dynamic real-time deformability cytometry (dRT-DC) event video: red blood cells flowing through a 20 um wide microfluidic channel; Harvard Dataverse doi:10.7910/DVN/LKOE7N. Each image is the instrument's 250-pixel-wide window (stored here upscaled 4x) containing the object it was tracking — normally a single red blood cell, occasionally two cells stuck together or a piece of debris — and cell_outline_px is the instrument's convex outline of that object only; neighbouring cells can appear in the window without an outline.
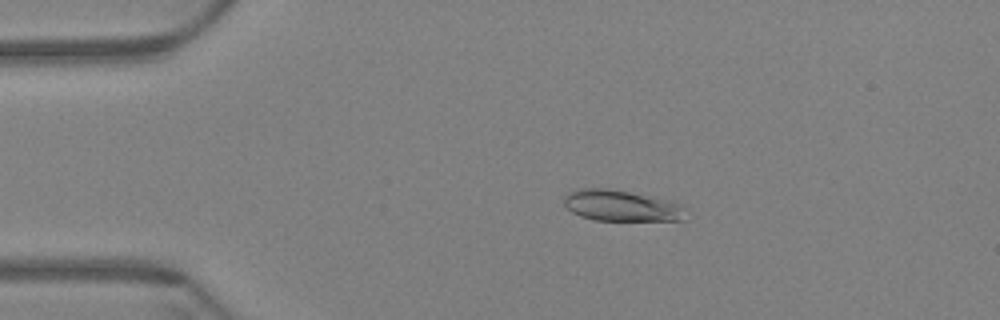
{"species": "Egyptian fruit bat (a non-hibernating species)", "species_latin": "Rousettus aegyptiacus", "temperature_condition": "warm", "stored_images_in_passage": 61, "camera_frame_rate_fps": 3000, "um_per_image_px": 0.085, "animal": {"sex": "female"}, "frame": {"image": 1, "passage_image": 13, "time_ms": 4.0, "image_size_px": [1000, 320], "cell_outline_px": [[684, 220], [596, 220], [580, 216], [572, 212], [564, 204], [564, 196], [568, 192], [580, 188], [608, 188], [656, 196], [676, 200], [684, 208]], "centroid_in_image_um": [52.84, 17.46], "position_along_channel_um": 32.2, "area_um2": 22.37}}
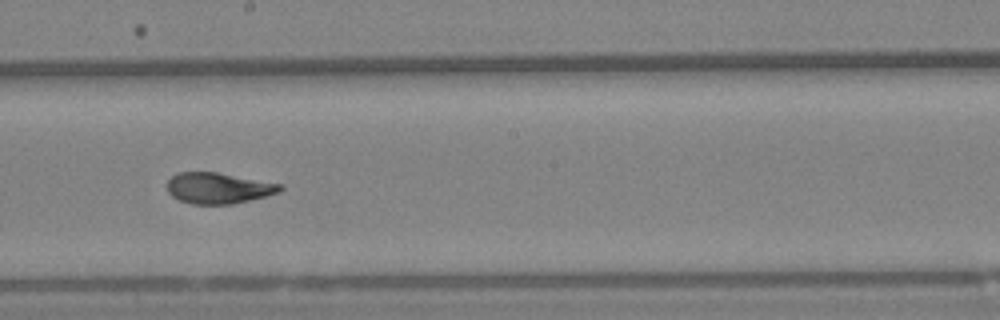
{"frame": {"image": 2, "passage_image": 35, "time_ms": 11.333, "image_size_px": [1000, 320], "cell_outline_px": [[284, 188], [280, 192], [232, 204], [192, 204], [180, 200], [172, 196], [168, 192], [168, 180], [172, 176], [180, 172], [216, 172], [284, 184]], "centroid_in_image_um": [18.58, 15.98], "position_along_channel_um": 229.6, "area_um2": 20.29}}
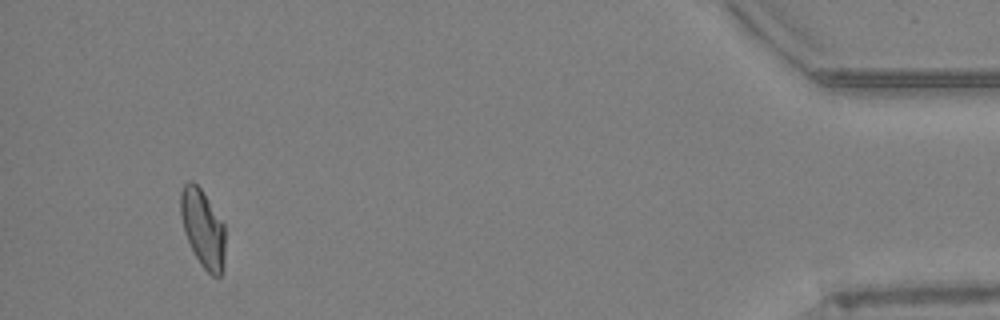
{"frame": {"image": 3, "passage_image": 58, "time_ms": 19.0, "image_size_px": [1000, 320], "cell_outline_px": [[224, 268], [220, 276], [212, 276], [200, 264], [184, 232], [180, 216], [180, 192], [184, 184], [188, 180], [192, 180], [200, 188], [224, 224]], "centroid_in_image_um": [17.23, 19.4], "position_along_channel_um": 418.0, "area_um2": 20.11}, "authors_computed_cell_mechanics": {"area_um2": 20.9814, "velocity_mm_per_s": 3.3789, "shape_relaxation_time_tau1_ms": 7.6905, "shape_relaxation_time_tau2_ms": 1.3019, "deformation_change_tau1": 0.1989, "deformation_change_tau2": 0.0714}}